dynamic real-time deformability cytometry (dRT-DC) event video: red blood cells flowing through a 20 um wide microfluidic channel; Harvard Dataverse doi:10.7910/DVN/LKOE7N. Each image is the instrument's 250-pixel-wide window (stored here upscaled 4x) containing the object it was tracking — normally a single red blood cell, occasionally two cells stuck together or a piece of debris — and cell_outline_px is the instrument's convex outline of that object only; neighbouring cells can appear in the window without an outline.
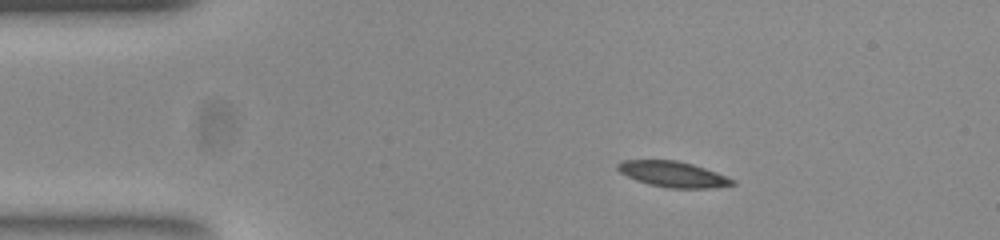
{"species": "common noctule bat (a hibernating species)", "species_latin": "Nyctalus noctula", "temperature_condition": "room temperature", "stored_images_in_passage": 45, "camera_frame_rate_fps": 3000, "um_per_image_px": 0.085, "animal": {"sex": "female", "body_mass_g": 23.0, "forearm_length_mm": 53.4}, "frame": {"image": 1, "passage_image": 1, "time_ms": 0.0, "image_size_px": [1000, 240], "cell_outline_px": [[736, 184], [708, 188], [668, 188], [648, 184], [636, 180], [620, 172], [616, 168], [616, 164], [624, 160], [676, 160], [692, 164], [716, 172], [732, 180]], "centroid_in_image_um": [57.15, 14.8], "position_along_channel_um": 27.9, "area_um2": 16.94}}
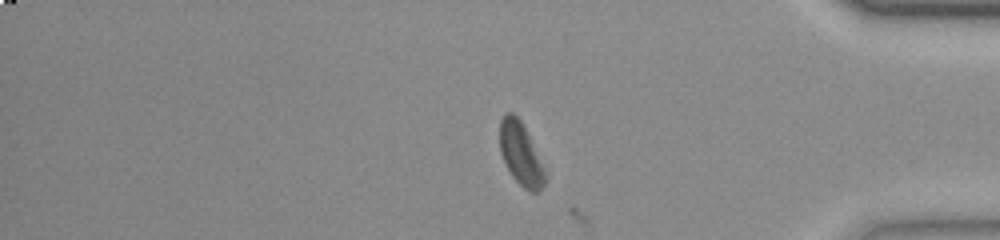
{"frame": {"image": 2, "passage_image": 36, "time_ms": 11.667, "image_size_px": [1000, 240], "cell_outline_px": [[544, 184], [536, 192], [532, 192], [524, 188], [512, 176], [500, 152], [500, 120], [504, 112], [512, 112], [520, 120], [544, 168]], "centroid_in_image_um": [44.22, 13.06], "position_along_channel_um": 391.0, "area_um2": 15.9}}
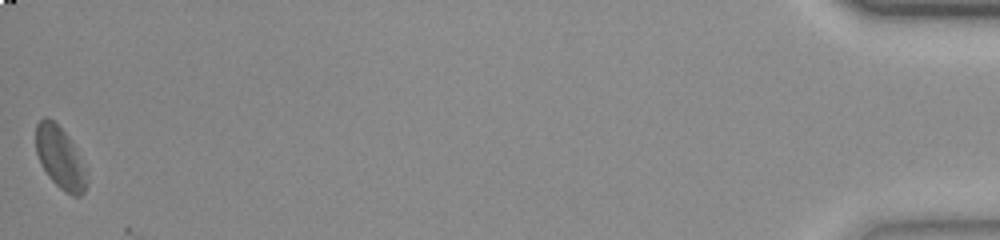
{"frame": {"image": 3, "passage_image": 45, "time_ms": 14.667, "image_size_px": [1000, 240], "cell_outline_px": [[84, 192], [80, 196], [72, 196], [60, 188], [48, 176], [36, 152], [36, 124], [44, 116], [48, 116], [68, 136], [76, 148], [84, 180]], "centroid_in_image_um": [5.03, 13.36], "position_along_channel_um": 430.2, "area_um2": 17.4}}